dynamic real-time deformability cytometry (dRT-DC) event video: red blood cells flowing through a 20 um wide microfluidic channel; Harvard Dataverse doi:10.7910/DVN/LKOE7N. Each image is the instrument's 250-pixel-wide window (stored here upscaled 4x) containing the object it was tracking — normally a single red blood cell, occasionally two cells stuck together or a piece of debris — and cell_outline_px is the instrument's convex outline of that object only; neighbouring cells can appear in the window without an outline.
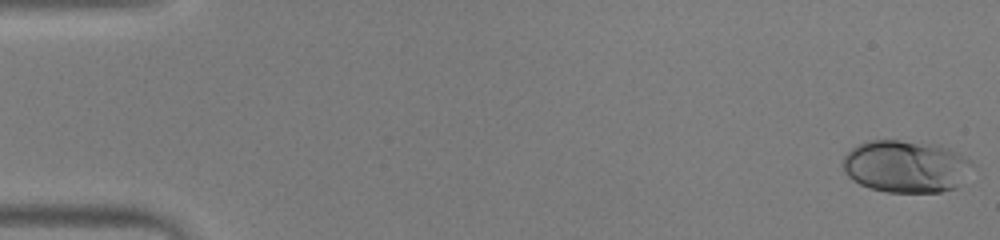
{"species": "human", "species_latin": "Homo sapiens", "temperature_condition": "warm", "stored_images_in_passage": 48, "camera_frame_rate_fps": 3000, "um_per_image_px": 0.085, "donor": {"sex": "male"}, "frame": {"image": 1, "passage_image": 1, "time_ms": 0.0, "image_size_px": [1000, 240], "cell_outline_px": [[972, 164], [960, 184], [956, 188], [940, 192], [888, 192], [872, 188], [860, 184], [852, 180], [844, 172], [840, 164], [844, 156], [856, 144], [868, 140], [900, 140], [936, 144], [948, 148], [956, 152], [968, 160]], "centroid_in_image_um": [76.93, 14.14], "position_along_channel_um": 8.1, "area_um2": 39.42}}
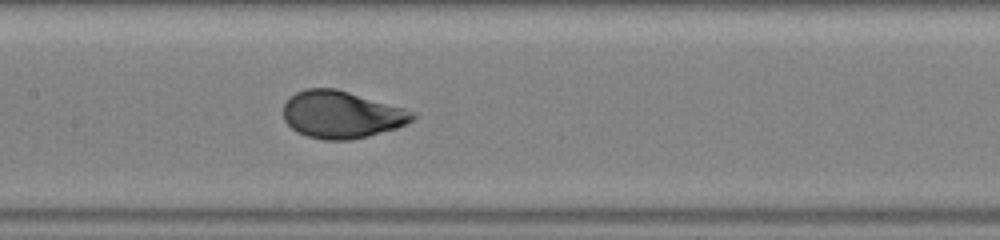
{"frame": {"image": 2, "passage_image": 24, "time_ms": 7.667, "image_size_px": [1000, 240], "cell_outline_px": [[416, 116], [412, 120], [396, 128], [368, 136], [352, 140], [324, 140], [308, 136], [292, 128], [284, 120], [284, 104], [288, 96], [304, 88], [336, 88], [404, 108], [416, 112]], "centroid_in_image_um": [29.02, 9.73], "position_along_channel_um": 178.4, "area_um2": 35.55}}
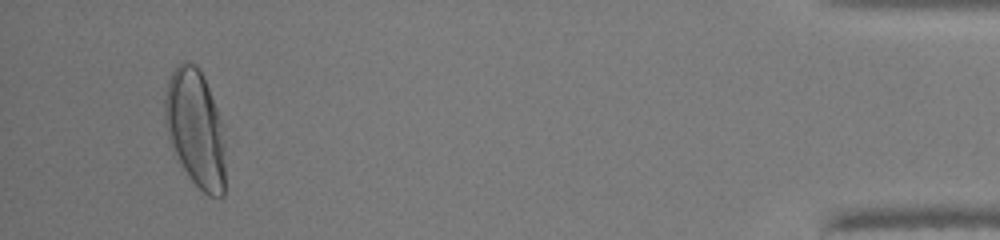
{"frame": {"image": 3, "passage_image": 46, "time_ms": 15.0, "image_size_px": [1000, 240], "cell_outline_px": [[224, 196], [208, 196], [192, 180], [176, 156], [168, 140], [164, 124], [164, 96], [168, 80], [172, 72], [184, 60], [196, 64], [200, 68], [220, 116], [224, 140]], "centroid_in_image_um": [16.59, 10.88], "position_along_channel_um": 418.6, "area_um2": 41.44}, "authors_computed_cell_mechanics": {"area_um2": 35.5759, "velocity_mm_per_s": 4.2645, "shape_relaxation_time_tau1_ms": 3.1024, "shape_relaxation_time_tau2_ms": null, "deformation_change_tau1": 0.2038, "deformation_change_tau2": null}}